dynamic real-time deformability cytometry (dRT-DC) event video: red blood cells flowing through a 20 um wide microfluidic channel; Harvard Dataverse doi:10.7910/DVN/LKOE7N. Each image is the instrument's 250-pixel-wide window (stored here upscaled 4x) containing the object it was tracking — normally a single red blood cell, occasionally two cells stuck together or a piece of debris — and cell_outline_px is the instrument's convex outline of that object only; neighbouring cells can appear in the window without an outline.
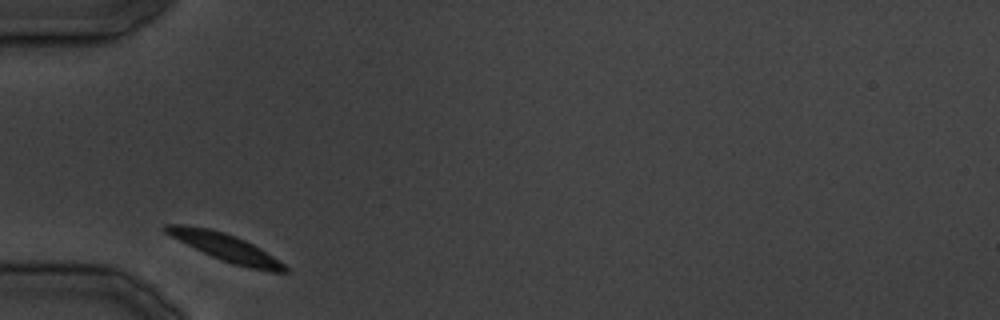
{"species": "common noctule bat (a hibernating species)", "species_latin": "Nyctalus noctula", "temperature_condition": "cold", "stored_images_in_passage": 6, "camera_frame_rate_fps": 3000, "um_per_image_px": 0.085, "animal": {"sex": "male", "body_mass_g": 19.5, "forearm_length_mm": 54.6}, "frame": {"image": 1, "passage_image": 1, "time_ms": 0.0, "image_size_px": [1000, 320], "cell_outline_px": [[288, 272], [268, 272], [248, 268], [232, 264], [220, 260], [164, 232], [160, 228], [164, 224], [184, 224], [208, 228], [224, 232], [236, 236], [260, 248], [284, 264], [288, 268]], "centroid_in_image_um": [19.17, 21.03], "position_along_channel_um": 65.8, "area_um2": 18.96}}